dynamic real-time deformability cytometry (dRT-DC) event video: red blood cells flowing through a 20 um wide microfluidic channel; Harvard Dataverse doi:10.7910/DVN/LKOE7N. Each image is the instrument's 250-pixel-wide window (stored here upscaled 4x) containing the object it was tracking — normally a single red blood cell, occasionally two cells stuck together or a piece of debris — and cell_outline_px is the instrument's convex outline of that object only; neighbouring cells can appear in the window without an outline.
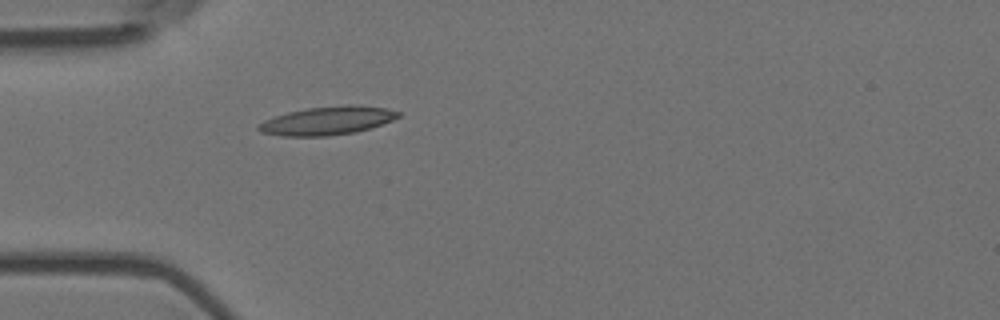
{"species": "Egyptian fruit bat (a non-hibernating species)", "species_latin": "Rousettus aegyptiacus", "temperature_condition": "room temperature", "stored_images_in_passage": 1, "camera_frame_rate_fps": 3000, "um_per_image_px": 0.085, "animal": {"sex": "female"}, "frame": {"image": 1, "passage_image": 1, "time_ms": 0.0, "image_size_px": [1000, 320], "cell_outline_px": [[400, 116], [392, 120], [356, 132], [328, 136], [280, 136], [260, 132], [256, 128], [264, 120], [288, 112], [308, 108], [344, 104], [352, 104], [384, 108], [400, 112]], "centroid_in_image_um": [27.8, 10.26], "position_along_channel_um": 57.2, "area_um2": 23.0}}